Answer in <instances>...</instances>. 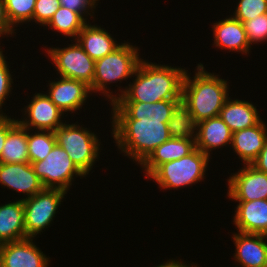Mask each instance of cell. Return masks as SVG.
I'll return each mask as SVG.
<instances>
[{
    "label": "cell",
    "mask_w": 267,
    "mask_h": 267,
    "mask_svg": "<svg viewBox=\"0 0 267 267\" xmlns=\"http://www.w3.org/2000/svg\"><path fill=\"white\" fill-rule=\"evenodd\" d=\"M180 101L111 103V133L121 152L141 164L154 149L169 140L168 121Z\"/></svg>",
    "instance_id": "cell-1"
},
{
    "label": "cell",
    "mask_w": 267,
    "mask_h": 267,
    "mask_svg": "<svg viewBox=\"0 0 267 267\" xmlns=\"http://www.w3.org/2000/svg\"><path fill=\"white\" fill-rule=\"evenodd\" d=\"M186 70L157 65L141 60L134 72L135 80L114 102L155 103L161 100H182V84Z\"/></svg>",
    "instance_id": "cell-2"
},
{
    "label": "cell",
    "mask_w": 267,
    "mask_h": 267,
    "mask_svg": "<svg viewBox=\"0 0 267 267\" xmlns=\"http://www.w3.org/2000/svg\"><path fill=\"white\" fill-rule=\"evenodd\" d=\"M191 79L185 72L182 84V102L188 107L195 121L219 116L225 101L229 98L227 81L204 70L200 63ZM189 75V76H188Z\"/></svg>",
    "instance_id": "cell-3"
},
{
    "label": "cell",
    "mask_w": 267,
    "mask_h": 267,
    "mask_svg": "<svg viewBox=\"0 0 267 267\" xmlns=\"http://www.w3.org/2000/svg\"><path fill=\"white\" fill-rule=\"evenodd\" d=\"M138 51L139 49L137 47H133V45L126 42L122 43L112 53L96 60L93 78V93L101 91L104 96L106 94L110 99V103H113L118 96H113L112 92H109L110 89L106 90V85L112 82H121L134 75L135 70L142 60L139 57Z\"/></svg>",
    "instance_id": "cell-4"
},
{
    "label": "cell",
    "mask_w": 267,
    "mask_h": 267,
    "mask_svg": "<svg viewBox=\"0 0 267 267\" xmlns=\"http://www.w3.org/2000/svg\"><path fill=\"white\" fill-rule=\"evenodd\" d=\"M54 134L56 144L68 153L73 163L85 176L88 175L99 156L100 141L96 134L82 125L77 126L76 123H64L54 131Z\"/></svg>",
    "instance_id": "cell-5"
},
{
    "label": "cell",
    "mask_w": 267,
    "mask_h": 267,
    "mask_svg": "<svg viewBox=\"0 0 267 267\" xmlns=\"http://www.w3.org/2000/svg\"><path fill=\"white\" fill-rule=\"evenodd\" d=\"M209 158L196 148L185 157L160 165L149 177L165 190L190 186L204 179Z\"/></svg>",
    "instance_id": "cell-6"
},
{
    "label": "cell",
    "mask_w": 267,
    "mask_h": 267,
    "mask_svg": "<svg viewBox=\"0 0 267 267\" xmlns=\"http://www.w3.org/2000/svg\"><path fill=\"white\" fill-rule=\"evenodd\" d=\"M67 191L59 188H44L29 198H22L26 238H34L52 222L56 210Z\"/></svg>",
    "instance_id": "cell-7"
},
{
    "label": "cell",
    "mask_w": 267,
    "mask_h": 267,
    "mask_svg": "<svg viewBox=\"0 0 267 267\" xmlns=\"http://www.w3.org/2000/svg\"><path fill=\"white\" fill-rule=\"evenodd\" d=\"M31 165L45 188H59L67 191L74 176L85 177L68 153L57 144L43 161L32 162Z\"/></svg>",
    "instance_id": "cell-8"
},
{
    "label": "cell",
    "mask_w": 267,
    "mask_h": 267,
    "mask_svg": "<svg viewBox=\"0 0 267 267\" xmlns=\"http://www.w3.org/2000/svg\"><path fill=\"white\" fill-rule=\"evenodd\" d=\"M70 44L64 48H47L57 72L61 77L84 82L93 93V78L95 73V60H93L79 45Z\"/></svg>",
    "instance_id": "cell-9"
},
{
    "label": "cell",
    "mask_w": 267,
    "mask_h": 267,
    "mask_svg": "<svg viewBox=\"0 0 267 267\" xmlns=\"http://www.w3.org/2000/svg\"><path fill=\"white\" fill-rule=\"evenodd\" d=\"M228 197L237 202L267 199V173L246 164L228 179Z\"/></svg>",
    "instance_id": "cell-10"
},
{
    "label": "cell",
    "mask_w": 267,
    "mask_h": 267,
    "mask_svg": "<svg viewBox=\"0 0 267 267\" xmlns=\"http://www.w3.org/2000/svg\"><path fill=\"white\" fill-rule=\"evenodd\" d=\"M31 102L25 107L24 115L27 118L17 121L25 128L33 131V128L44 131H55L64 123L61 121V116L64 112L61 111L50 98L43 93L34 94ZM28 120V121H27Z\"/></svg>",
    "instance_id": "cell-11"
},
{
    "label": "cell",
    "mask_w": 267,
    "mask_h": 267,
    "mask_svg": "<svg viewBox=\"0 0 267 267\" xmlns=\"http://www.w3.org/2000/svg\"><path fill=\"white\" fill-rule=\"evenodd\" d=\"M49 262L33 238L3 243L0 253V267H48Z\"/></svg>",
    "instance_id": "cell-12"
},
{
    "label": "cell",
    "mask_w": 267,
    "mask_h": 267,
    "mask_svg": "<svg viewBox=\"0 0 267 267\" xmlns=\"http://www.w3.org/2000/svg\"><path fill=\"white\" fill-rule=\"evenodd\" d=\"M0 184L16 192L32 197L45 187L34 173L30 162L28 163H1Z\"/></svg>",
    "instance_id": "cell-13"
},
{
    "label": "cell",
    "mask_w": 267,
    "mask_h": 267,
    "mask_svg": "<svg viewBox=\"0 0 267 267\" xmlns=\"http://www.w3.org/2000/svg\"><path fill=\"white\" fill-rule=\"evenodd\" d=\"M49 87L46 95L63 112H74L82 108L91 92L84 82L64 77L50 82Z\"/></svg>",
    "instance_id": "cell-14"
},
{
    "label": "cell",
    "mask_w": 267,
    "mask_h": 267,
    "mask_svg": "<svg viewBox=\"0 0 267 267\" xmlns=\"http://www.w3.org/2000/svg\"><path fill=\"white\" fill-rule=\"evenodd\" d=\"M232 238L234 259L241 267H267V235L239 232Z\"/></svg>",
    "instance_id": "cell-15"
},
{
    "label": "cell",
    "mask_w": 267,
    "mask_h": 267,
    "mask_svg": "<svg viewBox=\"0 0 267 267\" xmlns=\"http://www.w3.org/2000/svg\"><path fill=\"white\" fill-rule=\"evenodd\" d=\"M266 142L267 128L261 120L252 127L235 131L230 146L246 165L251 164L256 159Z\"/></svg>",
    "instance_id": "cell-16"
},
{
    "label": "cell",
    "mask_w": 267,
    "mask_h": 267,
    "mask_svg": "<svg viewBox=\"0 0 267 267\" xmlns=\"http://www.w3.org/2000/svg\"><path fill=\"white\" fill-rule=\"evenodd\" d=\"M196 148L210 156V151L232 143L233 132L219 117H212L197 123Z\"/></svg>",
    "instance_id": "cell-17"
},
{
    "label": "cell",
    "mask_w": 267,
    "mask_h": 267,
    "mask_svg": "<svg viewBox=\"0 0 267 267\" xmlns=\"http://www.w3.org/2000/svg\"><path fill=\"white\" fill-rule=\"evenodd\" d=\"M234 215L238 232L267 235V199L239 202Z\"/></svg>",
    "instance_id": "cell-18"
},
{
    "label": "cell",
    "mask_w": 267,
    "mask_h": 267,
    "mask_svg": "<svg viewBox=\"0 0 267 267\" xmlns=\"http://www.w3.org/2000/svg\"><path fill=\"white\" fill-rule=\"evenodd\" d=\"M196 149L195 139L170 138L140 164L145 169L146 178L162 164L185 157Z\"/></svg>",
    "instance_id": "cell-19"
},
{
    "label": "cell",
    "mask_w": 267,
    "mask_h": 267,
    "mask_svg": "<svg viewBox=\"0 0 267 267\" xmlns=\"http://www.w3.org/2000/svg\"><path fill=\"white\" fill-rule=\"evenodd\" d=\"M214 45L230 51L249 53L250 43L241 21L232 15L213 24Z\"/></svg>",
    "instance_id": "cell-20"
},
{
    "label": "cell",
    "mask_w": 267,
    "mask_h": 267,
    "mask_svg": "<svg viewBox=\"0 0 267 267\" xmlns=\"http://www.w3.org/2000/svg\"><path fill=\"white\" fill-rule=\"evenodd\" d=\"M75 41L95 61L112 53L121 45L117 44V41L104 28L89 25V22L79 32Z\"/></svg>",
    "instance_id": "cell-21"
},
{
    "label": "cell",
    "mask_w": 267,
    "mask_h": 267,
    "mask_svg": "<svg viewBox=\"0 0 267 267\" xmlns=\"http://www.w3.org/2000/svg\"><path fill=\"white\" fill-rule=\"evenodd\" d=\"M219 117L233 133L252 127L261 121L259 112L252 102L238 99L232 100L230 97L220 110Z\"/></svg>",
    "instance_id": "cell-22"
},
{
    "label": "cell",
    "mask_w": 267,
    "mask_h": 267,
    "mask_svg": "<svg viewBox=\"0 0 267 267\" xmlns=\"http://www.w3.org/2000/svg\"><path fill=\"white\" fill-rule=\"evenodd\" d=\"M26 239L22 199L0 205V240L3 243Z\"/></svg>",
    "instance_id": "cell-23"
},
{
    "label": "cell",
    "mask_w": 267,
    "mask_h": 267,
    "mask_svg": "<svg viewBox=\"0 0 267 267\" xmlns=\"http://www.w3.org/2000/svg\"><path fill=\"white\" fill-rule=\"evenodd\" d=\"M1 163H28L27 128L8 117V134L0 157Z\"/></svg>",
    "instance_id": "cell-24"
},
{
    "label": "cell",
    "mask_w": 267,
    "mask_h": 267,
    "mask_svg": "<svg viewBox=\"0 0 267 267\" xmlns=\"http://www.w3.org/2000/svg\"><path fill=\"white\" fill-rule=\"evenodd\" d=\"M168 128L171 138L196 139L197 122L182 101L173 109Z\"/></svg>",
    "instance_id": "cell-25"
},
{
    "label": "cell",
    "mask_w": 267,
    "mask_h": 267,
    "mask_svg": "<svg viewBox=\"0 0 267 267\" xmlns=\"http://www.w3.org/2000/svg\"><path fill=\"white\" fill-rule=\"evenodd\" d=\"M86 24V18L80 13L72 12L68 8L60 6L45 26L62 33L66 37H73L75 40Z\"/></svg>",
    "instance_id": "cell-26"
},
{
    "label": "cell",
    "mask_w": 267,
    "mask_h": 267,
    "mask_svg": "<svg viewBox=\"0 0 267 267\" xmlns=\"http://www.w3.org/2000/svg\"><path fill=\"white\" fill-rule=\"evenodd\" d=\"M29 131L27 129L29 162L43 161L56 145L54 131L38 130L35 134H29Z\"/></svg>",
    "instance_id": "cell-27"
},
{
    "label": "cell",
    "mask_w": 267,
    "mask_h": 267,
    "mask_svg": "<svg viewBox=\"0 0 267 267\" xmlns=\"http://www.w3.org/2000/svg\"><path fill=\"white\" fill-rule=\"evenodd\" d=\"M35 2L36 0H4L10 24L15 27L19 23L33 21Z\"/></svg>",
    "instance_id": "cell-28"
},
{
    "label": "cell",
    "mask_w": 267,
    "mask_h": 267,
    "mask_svg": "<svg viewBox=\"0 0 267 267\" xmlns=\"http://www.w3.org/2000/svg\"><path fill=\"white\" fill-rule=\"evenodd\" d=\"M267 13V0H239L233 17L241 22Z\"/></svg>",
    "instance_id": "cell-29"
},
{
    "label": "cell",
    "mask_w": 267,
    "mask_h": 267,
    "mask_svg": "<svg viewBox=\"0 0 267 267\" xmlns=\"http://www.w3.org/2000/svg\"><path fill=\"white\" fill-rule=\"evenodd\" d=\"M242 24L250 46L254 42L267 41V13L242 22Z\"/></svg>",
    "instance_id": "cell-30"
},
{
    "label": "cell",
    "mask_w": 267,
    "mask_h": 267,
    "mask_svg": "<svg viewBox=\"0 0 267 267\" xmlns=\"http://www.w3.org/2000/svg\"><path fill=\"white\" fill-rule=\"evenodd\" d=\"M60 6L59 0H36L33 20L45 26Z\"/></svg>",
    "instance_id": "cell-31"
},
{
    "label": "cell",
    "mask_w": 267,
    "mask_h": 267,
    "mask_svg": "<svg viewBox=\"0 0 267 267\" xmlns=\"http://www.w3.org/2000/svg\"><path fill=\"white\" fill-rule=\"evenodd\" d=\"M5 58L6 57H4L2 48H0V110L5 102L4 100H6L9 93H11L13 83L12 75L9 71V66L7 65ZM0 114H4L2 113V110L0 111Z\"/></svg>",
    "instance_id": "cell-32"
},
{
    "label": "cell",
    "mask_w": 267,
    "mask_h": 267,
    "mask_svg": "<svg viewBox=\"0 0 267 267\" xmlns=\"http://www.w3.org/2000/svg\"><path fill=\"white\" fill-rule=\"evenodd\" d=\"M97 1L99 0H59L61 6L68 8L72 12L80 13L83 17L87 16L88 14L93 16L91 15V12L93 11V8L95 9L97 6ZM87 10L90 11V13Z\"/></svg>",
    "instance_id": "cell-33"
},
{
    "label": "cell",
    "mask_w": 267,
    "mask_h": 267,
    "mask_svg": "<svg viewBox=\"0 0 267 267\" xmlns=\"http://www.w3.org/2000/svg\"><path fill=\"white\" fill-rule=\"evenodd\" d=\"M13 28L6 14L4 0H0V37L15 33Z\"/></svg>",
    "instance_id": "cell-34"
},
{
    "label": "cell",
    "mask_w": 267,
    "mask_h": 267,
    "mask_svg": "<svg viewBox=\"0 0 267 267\" xmlns=\"http://www.w3.org/2000/svg\"><path fill=\"white\" fill-rule=\"evenodd\" d=\"M251 165L259 171L267 173V142Z\"/></svg>",
    "instance_id": "cell-35"
},
{
    "label": "cell",
    "mask_w": 267,
    "mask_h": 267,
    "mask_svg": "<svg viewBox=\"0 0 267 267\" xmlns=\"http://www.w3.org/2000/svg\"><path fill=\"white\" fill-rule=\"evenodd\" d=\"M8 134V117L0 114V157Z\"/></svg>",
    "instance_id": "cell-36"
},
{
    "label": "cell",
    "mask_w": 267,
    "mask_h": 267,
    "mask_svg": "<svg viewBox=\"0 0 267 267\" xmlns=\"http://www.w3.org/2000/svg\"><path fill=\"white\" fill-rule=\"evenodd\" d=\"M155 267H197V264L195 266V264H193L192 266H188L187 264L177 261V260H168L166 263L163 264H159L158 266Z\"/></svg>",
    "instance_id": "cell-37"
},
{
    "label": "cell",
    "mask_w": 267,
    "mask_h": 267,
    "mask_svg": "<svg viewBox=\"0 0 267 267\" xmlns=\"http://www.w3.org/2000/svg\"><path fill=\"white\" fill-rule=\"evenodd\" d=\"M2 246H3V242L0 240V253H1V250H2Z\"/></svg>",
    "instance_id": "cell-38"
}]
</instances>
